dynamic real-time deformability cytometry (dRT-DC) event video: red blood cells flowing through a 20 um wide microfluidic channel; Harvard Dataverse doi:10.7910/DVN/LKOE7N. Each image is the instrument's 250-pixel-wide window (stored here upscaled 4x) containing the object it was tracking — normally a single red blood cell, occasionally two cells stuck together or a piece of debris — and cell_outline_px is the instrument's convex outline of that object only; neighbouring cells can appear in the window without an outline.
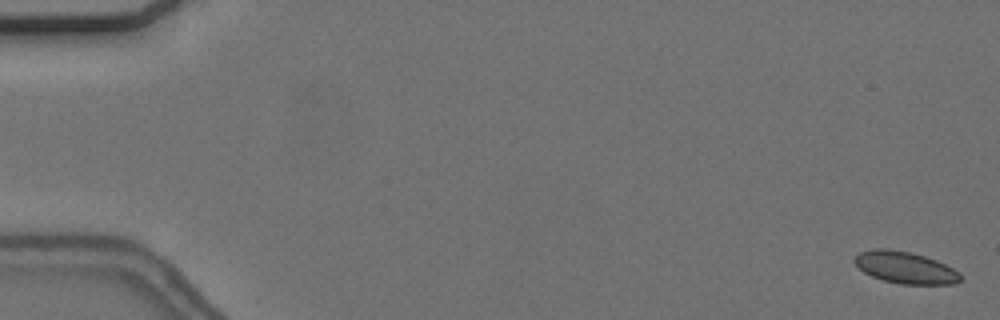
{"species": "common noctule bat (a hibernating species)", "species_latin": "Nyctalus noctula", "temperature_condition": "cold", "stored_images_in_passage": 12, "camera_frame_rate_fps": 3000, "um_per_image_px": 0.085, "animal": {"sex": "female", "body_mass_g": 24.6, "forearm_length_mm": 56.2}, "frame": {"image": 1, "passage_image": 2, "time_ms": 0.333, "image_size_px": [1000, 320], "cell_outline_px": [[960, 280], [956, 284], [900, 284], [884, 280], [872, 276], [864, 272], [852, 260], [860, 252], [872, 248], [888, 248], [908, 252], [924, 256], [936, 260], [960, 272]], "centroid_in_image_um": [76.93, 22.74], "position_along_channel_um": 8.1, "area_um2": 19.54}}